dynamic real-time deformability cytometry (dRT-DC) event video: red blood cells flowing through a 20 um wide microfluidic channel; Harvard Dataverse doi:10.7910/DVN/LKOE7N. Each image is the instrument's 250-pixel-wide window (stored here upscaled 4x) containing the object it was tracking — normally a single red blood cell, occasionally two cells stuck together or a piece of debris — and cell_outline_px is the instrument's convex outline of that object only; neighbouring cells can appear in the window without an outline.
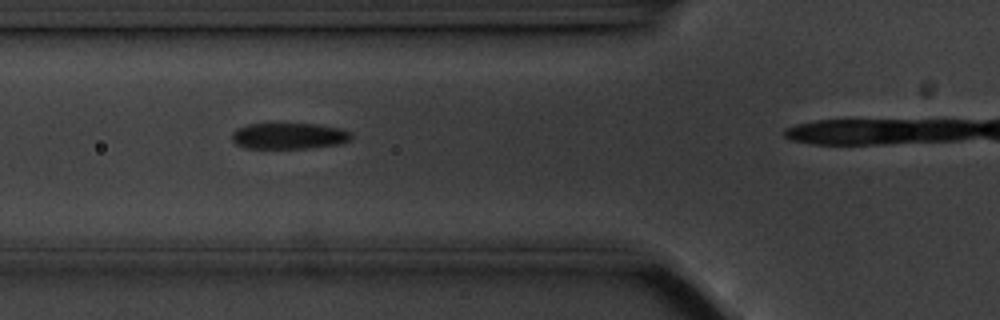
{"species": "common noctule bat (a hibernating species)", "species_latin": "Nyctalus noctula", "temperature_condition": "cold", "stored_images_in_passage": 16, "camera_frame_rate_fps": 3000, "um_per_image_px": 0.085, "animal": {"sex": "male", "body_mass_g": 20.1, "forearm_length_mm": 53.5}, "frame": {"image": 1, "passage_image": 12, "time_ms": 3.667, "image_size_px": [1000, 320], "cell_outline_px": [[352, 136], [348, 140], [340, 144], [312, 148], [244, 148], [236, 144], [232, 140], [232, 132], [236, 128], [244, 124], [316, 124], [340, 128], [348, 132]], "centroid_in_image_um": [24.51, 11.56], "position_along_channel_um": 101.3, "area_um2": 18.21}}